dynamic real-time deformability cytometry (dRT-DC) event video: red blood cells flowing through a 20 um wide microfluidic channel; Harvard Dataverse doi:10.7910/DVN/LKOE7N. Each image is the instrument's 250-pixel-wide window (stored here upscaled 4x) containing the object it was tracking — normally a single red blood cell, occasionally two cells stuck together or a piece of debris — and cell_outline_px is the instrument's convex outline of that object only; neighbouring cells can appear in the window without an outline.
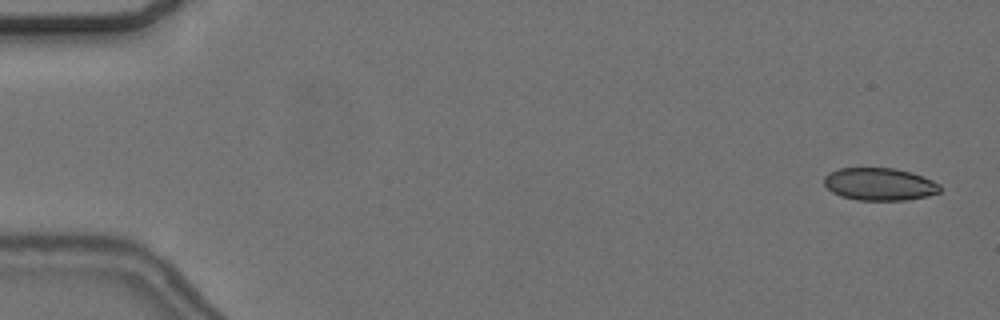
{"species": "common noctule bat (a hibernating species)", "species_latin": "Nyctalus noctula", "temperature_condition": "cold", "stored_images_in_passage": 56, "camera_frame_rate_fps": 3000, "um_per_image_px": 0.085, "animal": {"sex": "female", "body_mass_g": 24.6, "forearm_length_mm": 56.2}, "frame": {"image": 1, "passage_image": 2, "time_ms": 0.333, "image_size_px": [1000, 320], "cell_outline_px": [[944, 188], [940, 192], [928, 196], [904, 200], [856, 200], [840, 196], [832, 192], [824, 184], [824, 176], [828, 172], [840, 168], [896, 168], [912, 172], [924, 176], [940, 184]], "centroid_in_image_um": [74.79, 15.65], "position_along_channel_um": 10.2, "area_um2": 22.31}}
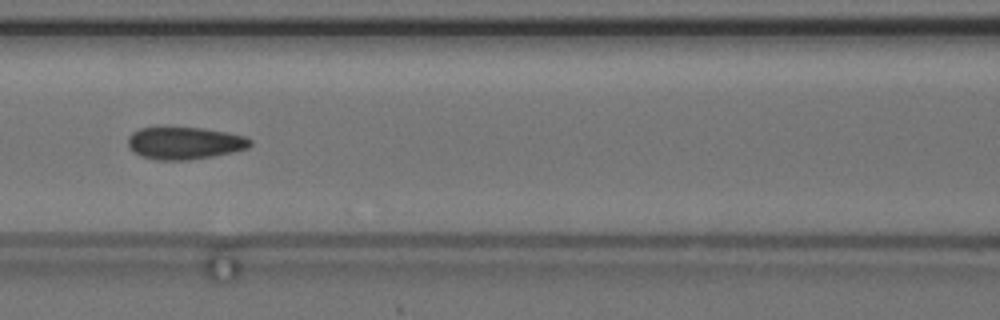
{"frame": {"image": 2, "passage_image": 25, "time_ms": 8.0, "image_size_px": [1000, 320], "cell_outline_px": [[252, 144], [248, 148], [232, 152], [212, 156], [188, 160], [156, 160], [140, 156], [128, 148], [128, 136], [132, 132], [140, 128], [204, 128], [244, 136], [252, 140]], "centroid_in_image_um": [15.67, 12.17], "position_along_channel_um": 150.9, "area_um2": 22.95}}
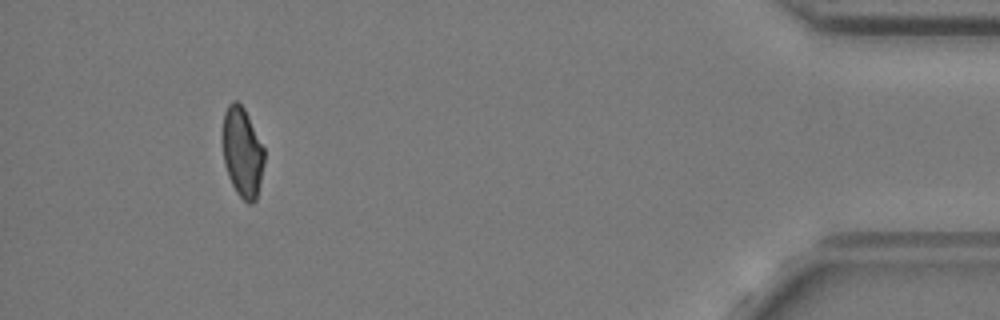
{"frame": {"image": 3, "passage_image": 52, "time_ms": 17.0, "image_size_px": [1000, 320], "cell_outline_px": [[264, 164], [256, 200], [252, 204], [248, 204], [236, 192], [228, 176], [224, 164], [220, 136], [224, 112], [228, 104], [232, 100], [236, 100], [244, 108], [264, 148]], "centroid_in_image_um": [20.56, 12.92], "position_along_channel_um": 414.6, "area_um2": 22.25}, "authors_computed_cell_mechanics": {"area_um2": 23.1778, "velocity_mm_per_s": 3.6497, "shape_relaxation_time_tau1_ms": 10.6236, "shape_relaxation_time_tau2_ms": 1.9242, "deformation_change_tau1": 0.1571, "deformation_change_tau2": 0.0835}}